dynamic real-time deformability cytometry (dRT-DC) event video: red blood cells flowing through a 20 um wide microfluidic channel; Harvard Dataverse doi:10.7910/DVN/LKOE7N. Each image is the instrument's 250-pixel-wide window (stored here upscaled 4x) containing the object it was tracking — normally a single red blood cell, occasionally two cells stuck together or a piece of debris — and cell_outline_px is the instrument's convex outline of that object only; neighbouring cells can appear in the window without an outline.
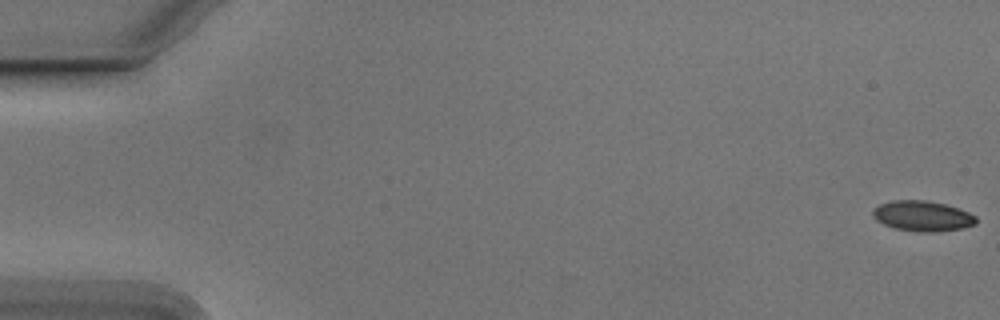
{"species": "Egyptian fruit bat (a non-hibernating species)", "species_latin": "Rousettus aegyptiacus", "temperature_condition": "cold", "stored_images_in_passage": 56, "camera_frame_rate_fps": 3000, "um_per_image_px": 0.085, "animal": {"sex": "male"}, "frame": {"image": 1, "passage_image": 1, "time_ms": 0.0, "image_size_px": [1000, 320], "cell_outline_px": [[976, 224], [960, 228], [936, 232], [924, 232], [896, 228], [884, 224], [876, 220], [872, 216], [872, 208], [880, 204], [892, 200], [928, 200], [960, 208], [976, 216]], "centroid_in_image_um": [78.39, 18.34], "position_along_channel_um": 6.6, "area_um2": 18.26}}
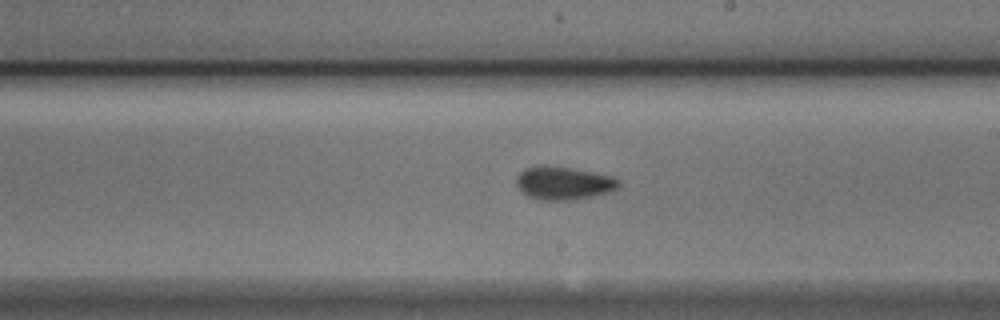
{"frame": {"image": 2, "passage_image": 32, "time_ms": 10.333, "image_size_px": [1000, 320], "cell_outline_px": [[620, 184], [616, 188], [608, 192], [576, 200], [536, 200], [528, 196], [516, 184], [516, 176], [524, 168], [540, 164], [544, 164], [568, 168], [612, 176], [620, 180]], "centroid_in_image_um": [47.86, 15.56], "position_along_channel_um": 241.1, "area_um2": 19.77}}
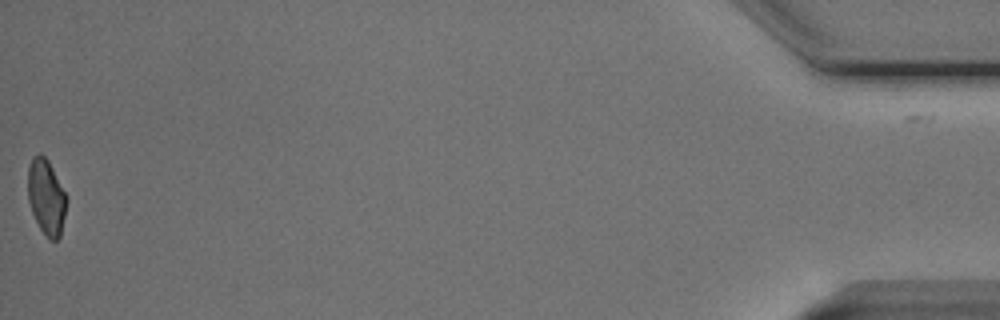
{"frame": {"image": 3, "passage_image": 55, "time_ms": 18.0, "image_size_px": [1000, 320], "cell_outline_px": [[68, 200], [60, 236], [56, 240], [52, 240], [40, 228], [32, 212], [28, 200], [28, 168], [32, 156], [40, 152], [48, 160]], "centroid_in_image_um": [3.92, 16.71], "position_along_channel_um": 431.3, "area_um2": 16.76}, "authors_computed_cell_mechanics": {"area_um2": 18.3226, "velocity_mm_per_s": 3.7749, "shape_relaxation_time_tau1_ms": 4.9034, "shape_relaxation_time_tau2_ms": 3.0822, "deformation_change_tau1": 0.1207, "deformation_change_tau2": 0.0759}}